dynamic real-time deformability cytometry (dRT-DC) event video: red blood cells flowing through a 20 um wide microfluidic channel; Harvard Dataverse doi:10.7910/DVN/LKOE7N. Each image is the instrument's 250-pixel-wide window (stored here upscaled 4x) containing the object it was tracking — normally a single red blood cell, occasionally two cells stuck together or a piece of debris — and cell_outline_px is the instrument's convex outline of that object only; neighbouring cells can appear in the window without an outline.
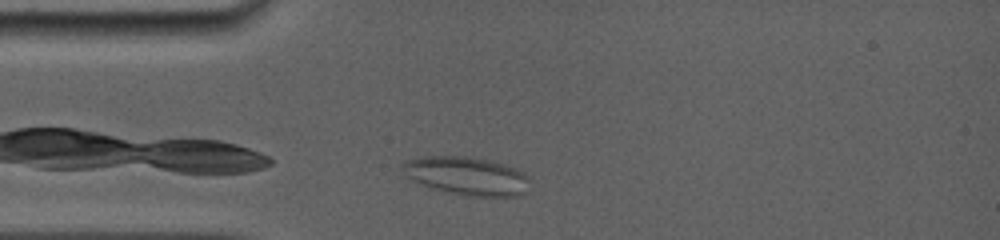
{"species": "common noctule bat (a hibernating species)", "species_latin": "Nyctalus noctula", "temperature_condition": "room temperature", "stored_images_in_passage": 47, "camera_frame_rate_fps": 5000, "um_per_image_px": 0.085, "animal": {"sex": "female", "body_mass_g": 19.0, "forearm_length_mm": 56.7}, "frame": {"image": 1, "passage_image": 3, "time_ms": 0.4, "image_size_px": [1000, 240], "cell_outline_px": [[528, 180], [524, 192], [520, 196], [464, 196], [432, 188], [412, 180], [404, 176], [400, 168], [400, 164], [408, 160], [424, 156], [468, 156], [488, 160], [520, 168], [528, 176]], "centroid_in_image_um": [39.64, 14.94], "position_along_channel_um": 45.4, "area_um2": 28.61}}
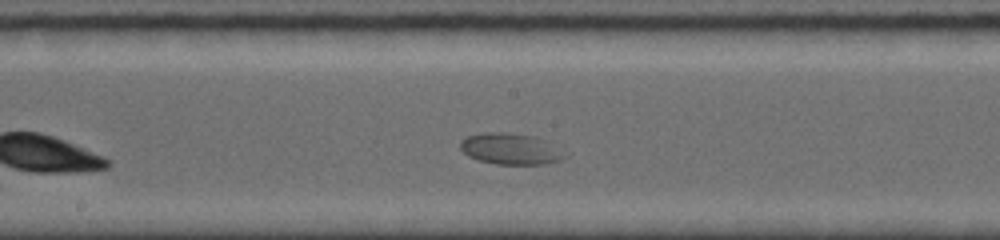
{"frame": {"image": 2, "passage_image": 17, "time_ms": 5.0, "image_size_px": [1000, 240], "cell_outline_px": [[568, 156], [560, 160], [544, 164], [496, 164], [480, 160], [468, 156], [460, 148], [460, 140], [468, 136], [484, 132], [500, 132], [536, 136], [544, 140]], "centroid_in_image_um": [43.36, 12.65], "position_along_channel_um": 204.8, "area_um2": 18.73}}
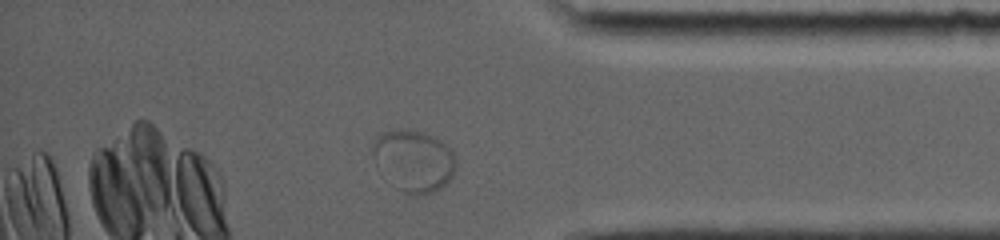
{"frame": {"image": 3, "passage_image": 44, "time_ms": 10.4, "image_size_px": [1000, 240], "cell_outline_px": [[456, 168], [452, 176], [440, 188], [424, 196], [412, 196], [396, 188], [392, 184], [372, 152], [372, 144], [376, 136], [380, 132], [396, 128], [408, 128], [424, 132], [436, 136], [452, 152], [456, 160]], "centroid_in_image_um": [35.19, 13.63], "position_along_channel_um": 400.0, "area_um2": 29.94}}